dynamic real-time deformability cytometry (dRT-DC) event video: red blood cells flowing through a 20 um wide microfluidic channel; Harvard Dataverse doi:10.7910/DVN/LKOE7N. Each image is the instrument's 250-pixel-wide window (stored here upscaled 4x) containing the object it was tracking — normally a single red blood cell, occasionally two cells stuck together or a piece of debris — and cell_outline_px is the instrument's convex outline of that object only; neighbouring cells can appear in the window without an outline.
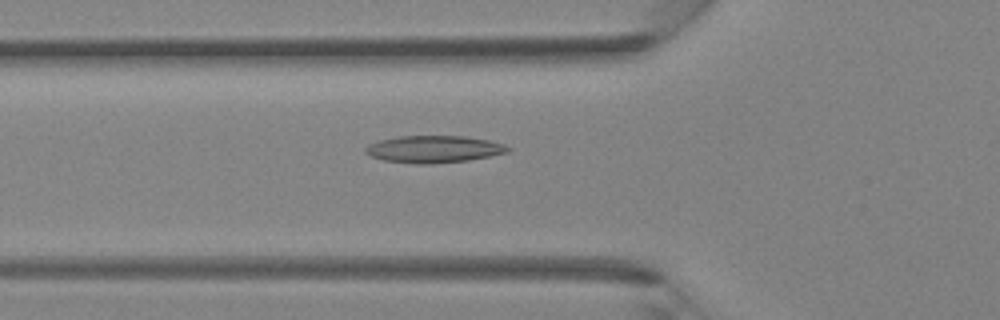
{"species": "Egyptian fruit bat (a non-hibernating species)", "species_latin": "Rousettus aegyptiacus", "temperature_condition": "room temperature", "stored_images_in_passage": 39, "camera_frame_rate_fps": 3000, "um_per_image_px": 0.085, "animal": {"sex": "female"}, "frame": {"image": 1, "passage_image": 12, "time_ms": 3.667, "image_size_px": [1000, 320], "cell_outline_px": [[512, 148], [508, 152], [468, 160], [432, 164], [416, 164], [384, 160], [372, 156], [364, 152], [364, 148], [368, 144], [380, 140], [400, 136], [464, 136], [488, 140], [504, 144]], "centroid_in_image_um": [36.86, 12.68], "position_along_channel_um": 88.9, "area_um2": 22.43}}
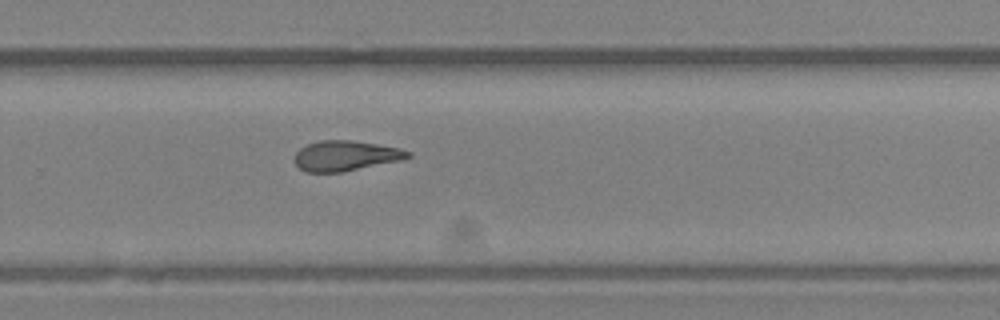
{"frame": {"image": 2, "passage_image": 25, "time_ms": 8.0, "image_size_px": [1000, 320], "cell_outline_px": [[412, 156], [404, 160], [340, 172], [308, 172], [300, 168], [296, 164], [296, 152], [300, 148], [308, 144], [320, 140], [352, 140], [400, 148], [412, 152]], "centroid_in_image_um": [29.43, 13.23], "position_along_channel_um": 300.4, "area_um2": 19.88}}
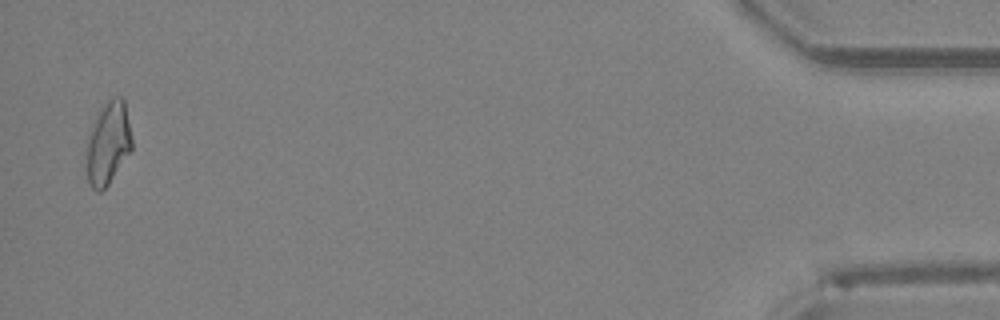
{"frame": {"image": 3, "passage_image": 38, "time_ms": 12.333, "image_size_px": [1000, 320], "cell_outline_px": [[132, 148], [108, 184], [100, 192], [96, 192], [92, 188], [88, 180], [88, 140], [96, 112], [112, 96], [120, 96], [124, 100], [132, 136]], "centroid_in_image_um": [9.21, 12.12], "position_along_channel_um": 426.0, "area_um2": 21.5}}